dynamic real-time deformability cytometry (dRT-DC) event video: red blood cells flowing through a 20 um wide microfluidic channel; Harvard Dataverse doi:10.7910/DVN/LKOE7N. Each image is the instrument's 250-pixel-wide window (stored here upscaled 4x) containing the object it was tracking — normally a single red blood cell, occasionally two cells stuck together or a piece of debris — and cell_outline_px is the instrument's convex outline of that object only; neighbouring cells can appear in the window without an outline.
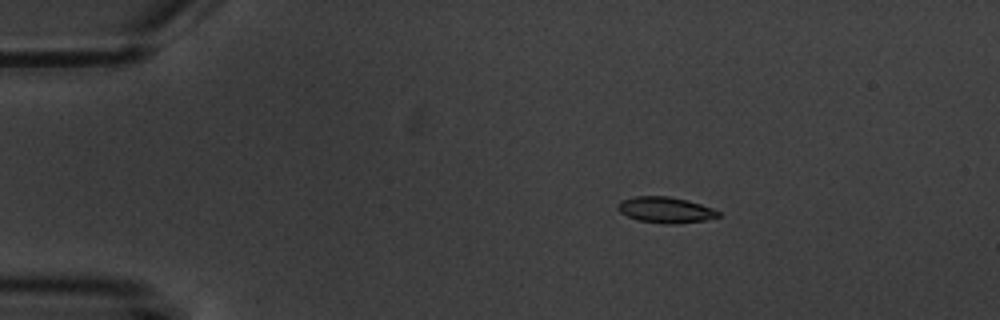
{"species": "common noctule bat (a hibernating species)", "species_latin": "Nyctalus noctula", "temperature_condition": "warm", "stored_images_in_passage": 6, "camera_frame_rate_fps": 3000, "um_per_image_px": 0.085, "animal": {"sex": "male", "body_mass_g": 20.1, "forearm_length_mm": 53.5}, "frame": {"image": 1, "passage_image": 4, "time_ms": 3.333, "image_size_px": [1000, 320], "cell_outline_px": [[720, 216], [704, 220], [672, 224], [668, 224], [640, 220], [628, 216], [620, 212], [616, 208], [616, 204], [620, 200], [636, 196], [668, 196], [688, 200], [712, 208], [720, 212]], "centroid_in_image_um": [56.54, 17.82], "position_along_channel_um": 28.5, "area_um2": 15.09}}